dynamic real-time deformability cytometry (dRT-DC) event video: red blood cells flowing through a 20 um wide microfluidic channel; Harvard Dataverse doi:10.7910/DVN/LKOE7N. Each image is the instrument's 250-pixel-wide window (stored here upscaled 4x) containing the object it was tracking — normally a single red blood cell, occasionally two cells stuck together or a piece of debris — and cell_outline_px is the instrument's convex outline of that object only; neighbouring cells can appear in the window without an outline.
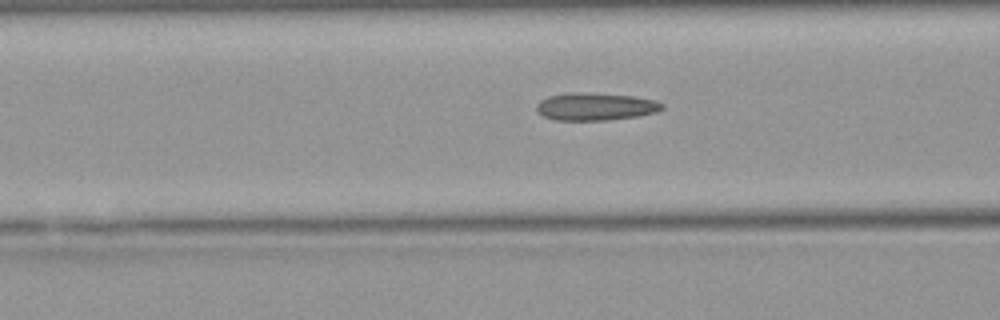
{"species": "Egyptian fruit bat (a non-hibernating species)", "species_latin": "Rousettus aegyptiacus", "temperature_condition": "warm", "stored_images_in_passage": 27, "camera_frame_rate_fps": 3000, "um_per_image_px": 0.085, "animal": {"sex": "female"}, "frame": {"image": 1, "passage_image": 16, "time_ms": 5.0, "image_size_px": [1000, 320], "cell_outline_px": [[664, 108], [656, 112], [640, 116], [608, 120], [552, 120], [544, 116], [536, 108], [536, 104], [540, 100], [548, 96], [572, 92], [588, 92], [636, 96], [656, 100], [664, 104]], "centroid_in_image_um": [50.65, 9.05], "position_along_channel_um": 116.0, "area_um2": 20.46}}